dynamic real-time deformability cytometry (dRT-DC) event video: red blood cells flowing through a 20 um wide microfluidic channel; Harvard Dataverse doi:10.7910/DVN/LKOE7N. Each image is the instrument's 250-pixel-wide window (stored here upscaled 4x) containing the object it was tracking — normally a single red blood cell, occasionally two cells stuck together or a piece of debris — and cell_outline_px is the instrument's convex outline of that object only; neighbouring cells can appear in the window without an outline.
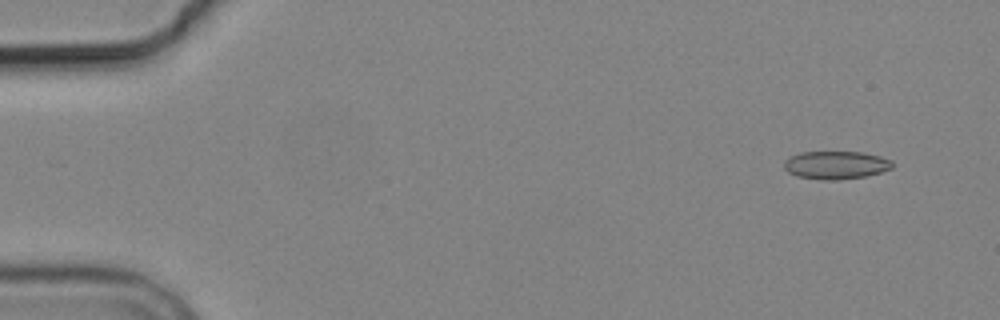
{"species": "common noctule bat (a hibernating species)", "species_latin": "Nyctalus noctula", "temperature_condition": "cold", "stored_images_in_passage": 2, "camera_frame_rate_fps": 3000, "um_per_image_px": 0.085, "animal": {"sex": "male", "body_mass_g": 19.2, "forearm_length_mm": 51.8}, "frame": {"image": 1, "passage_image": 2, "time_ms": 1.667, "image_size_px": [1000, 320], "cell_outline_px": [[892, 168], [880, 172], [864, 176], [836, 180], [820, 180], [796, 176], [788, 172], [784, 168], [784, 160], [788, 156], [800, 152], [864, 152], [880, 156], [892, 160]], "centroid_in_image_um": [71.01, 14.02], "position_along_channel_um": 14.0, "area_um2": 17.8}}